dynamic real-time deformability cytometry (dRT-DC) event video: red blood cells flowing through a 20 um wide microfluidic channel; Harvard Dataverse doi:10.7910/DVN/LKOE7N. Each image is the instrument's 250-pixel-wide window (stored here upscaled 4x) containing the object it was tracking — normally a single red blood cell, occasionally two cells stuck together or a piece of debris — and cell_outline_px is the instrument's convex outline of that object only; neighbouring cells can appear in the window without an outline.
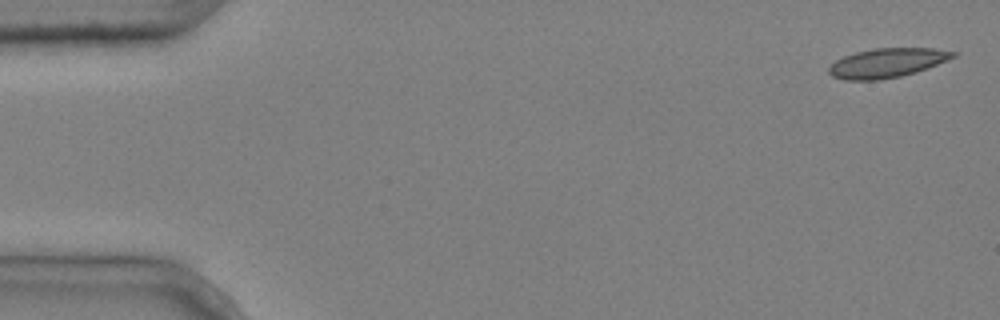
{"species": "common noctule bat (a hibernating species)", "species_latin": "Nyctalus noctula", "temperature_condition": "cold", "stored_images_in_passage": 4, "camera_frame_rate_fps": 3000, "um_per_image_px": 0.085, "animal": {"sex": "male", "body_mass_g": 20.4}, "frame": {"image": 1, "passage_image": 1, "time_ms": 0.0, "image_size_px": [1000, 320], "cell_outline_px": [[960, 52], [956, 56], [916, 72], [900, 76], [880, 80], [844, 80], [832, 76], [828, 72], [828, 68], [836, 60], [844, 56], [856, 52], [872, 48], [932, 48]], "centroid_in_image_um": [75.39, 5.34], "position_along_channel_um": 9.6, "area_um2": 21.15}}
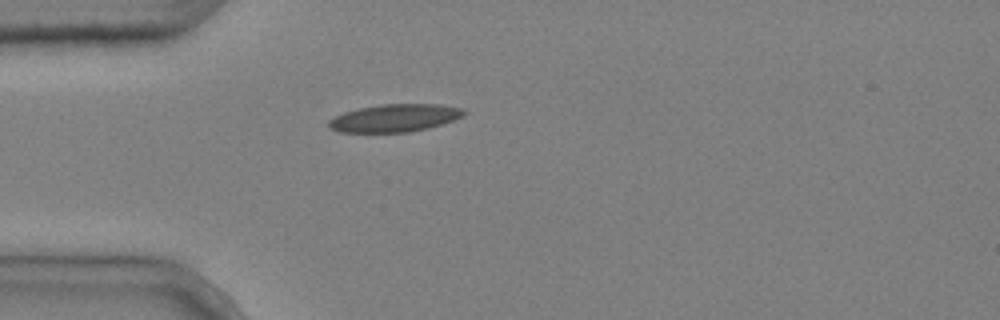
{"frame": {"image": 2, "passage_image": 4, "time_ms": 1.0, "image_size_px": [1000, 320], "cell_outline_px": [[468, 112], [464, 116], [428, 128], [408, 132], [340, 132], [328, 128], [328, 120], [344, 112], [360, 108], [380, 104], [440, 104], [460, 108]], "centroid_in_image_um": [33.54, 10.03], "position_along_channel_um": 51.5, "area_um2": 21.73}}